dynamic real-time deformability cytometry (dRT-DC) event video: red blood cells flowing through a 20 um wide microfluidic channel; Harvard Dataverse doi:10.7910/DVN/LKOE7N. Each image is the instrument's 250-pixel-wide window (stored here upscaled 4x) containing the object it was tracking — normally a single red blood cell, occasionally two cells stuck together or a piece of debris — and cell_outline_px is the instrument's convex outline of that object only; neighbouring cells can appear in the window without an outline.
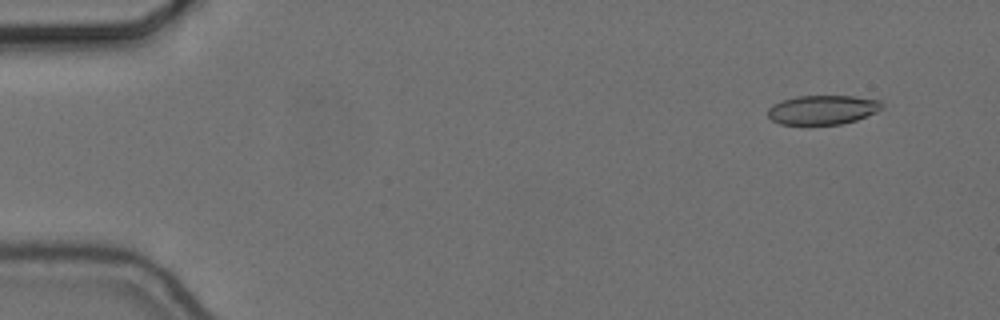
{"species": "common noctule bat (a hibernating species)", "species_latin": "Nyctalus noctula", "temperature_condition": "cold", "stored_images_in_passage": 9, "camera_frame_rate_fps": 3000, "um_per_image_px": 0.085, "animal": {"sex": "female", "body_mass_g": 24.6, "forearm_length_mm": 56.2}, "frame": {"image": 1, "passage_image": 5, "time_ms": 1.333, "image_size_px": [1000, 320], "cell_outline_px": [[884, 104], [876, 112], [856, 120], [840, 124], [808, 128], [780, 124], [772, 120], [768, 116], [768, 108], [772, 104], [796, 96], [852, 96], [880, 100]], "centroid_in_image_um": [69.86, 9.38], "position_along_channel_um": 15.1, "area_um2": 20.17}}